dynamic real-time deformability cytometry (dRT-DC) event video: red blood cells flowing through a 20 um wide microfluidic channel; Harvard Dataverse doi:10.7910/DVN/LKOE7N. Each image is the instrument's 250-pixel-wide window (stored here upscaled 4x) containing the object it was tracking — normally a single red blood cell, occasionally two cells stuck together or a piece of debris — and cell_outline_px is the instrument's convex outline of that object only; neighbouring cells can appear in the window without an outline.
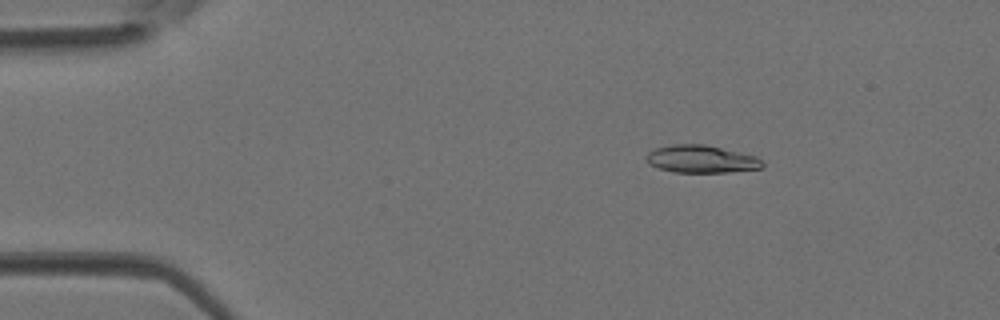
{"species": "Egyptian fruit bat (a non-hibernating species)", "species_latin": "Rousettus aegyptiacus", "temperature_condition": "room temperature", "stored_images_in_passage": 43, "camera_frame_rate_fps": 3000, "um_per_image_px": 0.085, "animal": {"sex": "female"}, "frame": {"image": 1, "passage_image": 7, "time_ms": 2.0, "image_size_px": [1000, 320], "cell_outline_px": [[764, 164], [760, 168], [728, 172], [676, 172], [660, 168], [648, 164], [648, 152], [656, 148], [672, 144], [704, 144], [756, 156]], "centroid_in_image_um": [59.6, 13.51], "position_along_channel_um": 25.4, "area_um2": 18.32}}
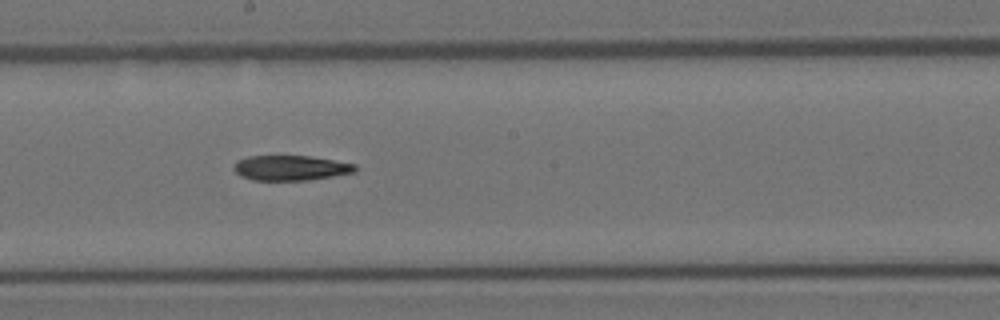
{"frame": {"image": 2, "passage_image": 24, "time_ms": 7.667, "image_size_px": [1000, 320], "cell_outline_px": [[356, 172], [308, 180], [252, 180], [240, 176], [232, 168], [236, 160], [248, 156], [308, 156], [356, 164]], "centroid_in_image_um": [24.66, 14.27], "position_along_channel_um": 223.5, "area_um2": 17.69}}
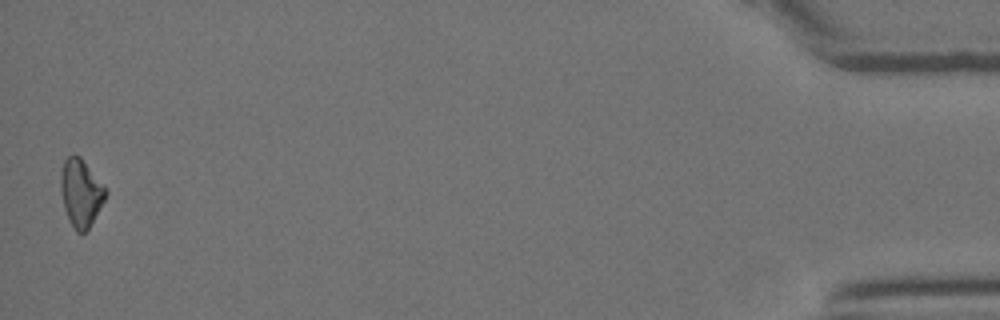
{"frame": {"image": 3, "passage_image": 43, "time_ms": 14.0, "image_size_px": [1000, 320], "cell_outline_px": [[108, 192], [104, 200], [88, 228], [84, 232], [76, 232], [64, 208], [60, 192], [60, 176], [64, 160], [72, 152], [80, 156], [108, 188]], "centroid_in_image_um": [6.87, 16.32], "position_along_channel_um": 428.3, "area_um2": 17.74}}